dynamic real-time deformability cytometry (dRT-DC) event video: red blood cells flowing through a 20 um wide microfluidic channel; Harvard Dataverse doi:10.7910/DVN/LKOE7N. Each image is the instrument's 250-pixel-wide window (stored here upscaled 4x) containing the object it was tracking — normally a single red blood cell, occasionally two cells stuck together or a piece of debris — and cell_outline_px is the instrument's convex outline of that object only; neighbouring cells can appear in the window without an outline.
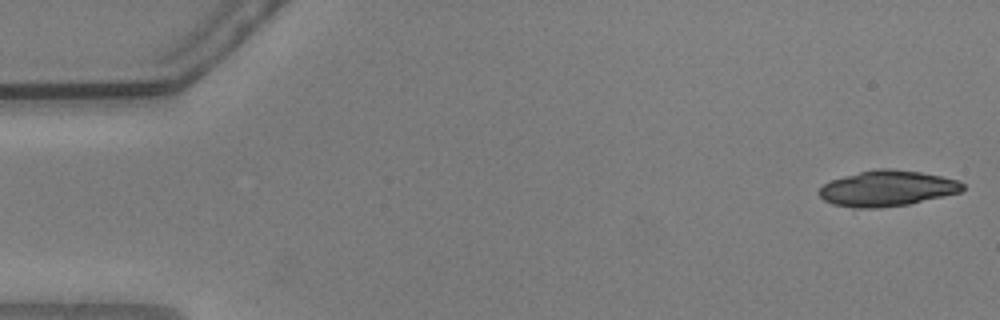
{"species": "common noctule bat (a hibernating species)", "species_latin": "Nyctalus noctula", "temperature_condition": "warm", "stored_images_in_passage": 17, "camera_frame_rate_fps": 3000, "um_per_image_px": 0.085, "animal": {"sex": "male", "body_mass_g": 20.5, "forearm_length_mm": 52.5}, "frame": {"image": 1, "passage_image": 1, "time_ms": 0.0, "image_size_px": [1000, 320], "cell_outline_px": [[964, 188], [960, 192], [908, 204], [880, 208], [852, 208], [832, 204], [824, 200], [816, 192], [824, 184], [832, 180], [844, 176], [860, 172], [880, 168], [888, 168], [920, 172], [960, 180], [964, 184]], "centroid_in_image_um": [75.39, 16.02], "position_along_channel_um": 9.6, "area_um2": 29.77}}